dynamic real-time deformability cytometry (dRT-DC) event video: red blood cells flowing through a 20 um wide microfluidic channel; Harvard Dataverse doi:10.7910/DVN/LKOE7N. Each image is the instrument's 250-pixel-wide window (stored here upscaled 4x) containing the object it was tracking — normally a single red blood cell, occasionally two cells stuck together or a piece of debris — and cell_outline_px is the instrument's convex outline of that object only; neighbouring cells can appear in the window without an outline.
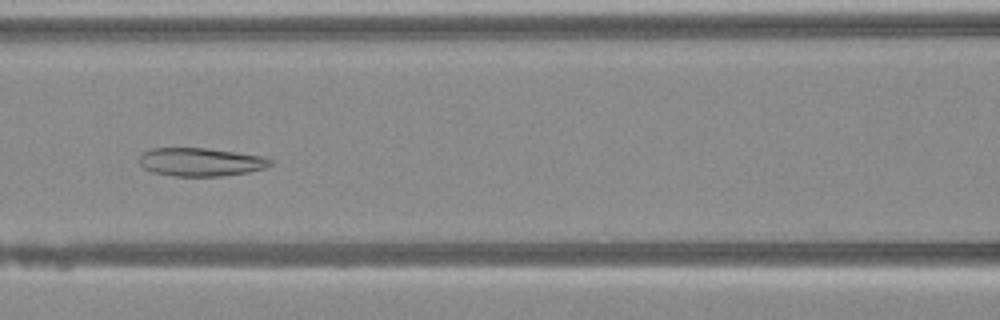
{"species": "Egyptian fruit bat (a non-hibernating species)", "species_latin": "Rousettus aegyptiacus", "temperature_condition": "warm", "stored_images_in_passage": 40, "camera_frame_rate_fps": 3000, "um_per_image_px": 0.085, "animal": {"sex": "female"}, "frame": {"image": 1, "passage_image": 13, "time_ms": 4.0, "image_size_px": [1000, 320], "cell_outline_px": [[272, 164], [264, 168], [248, 172], [220, 176], [172, 176], [152, 172], [144, 168], [140, 164], [140, 156], [144, 152], [152, 148], [204, 148], [236, 152], [264, 156], [272, 160]], "centroid_in_image_um": [17.06, 13.77], "position_along_channel_um": 149.5, "area_um2": 21.56}}
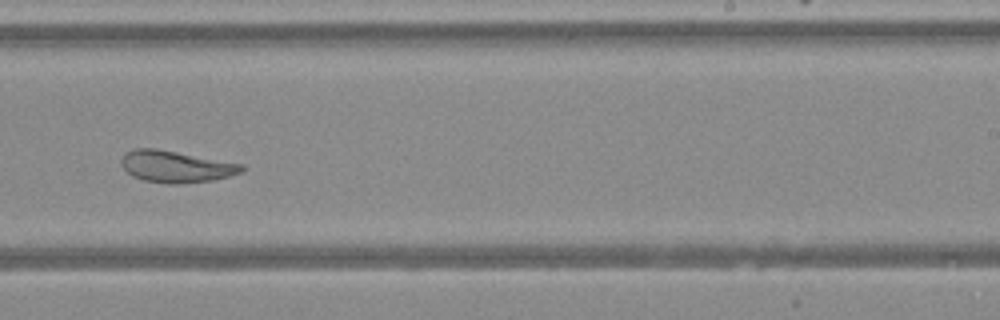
{"frame": {"image": 2, "passage_image": 22, "time_ms": 7.0, "image_size_px": [1000, 320], "cell_outline_px": [[244, 172], [212, 180], [176, 184], [168, 184], [144, 180], [132, 176], [120, 164], [120, 160], [124, 152], [136, 148], [156, 148], [244, 164]], "centroid_in_image_um": [14.94, 14.15], "position_along_channel_um": 274.1, "area_um2": 22.31}}
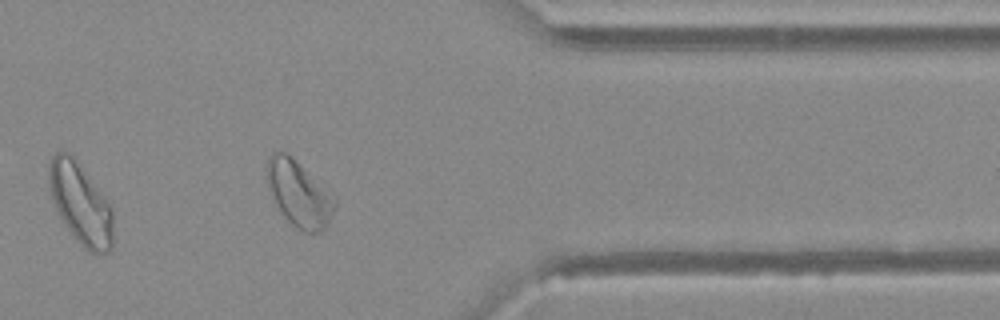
{"frame": {"image": 3, "passage_image": 31, "time_ms": 10.0, "image_size_px": [1000, 320], "cell_outline_px": [[336, 204], [324, 228], [320, 232], [304, 232], [296, 228], [284, 216], [268, 188], [268, 156], [272, 152], [284, 152], [292, 156], [336, 200]], "centroid_in_image_um": [25.39, 16.46], "position_along_channel_um": 386.0, "area_um2": 24.97}}